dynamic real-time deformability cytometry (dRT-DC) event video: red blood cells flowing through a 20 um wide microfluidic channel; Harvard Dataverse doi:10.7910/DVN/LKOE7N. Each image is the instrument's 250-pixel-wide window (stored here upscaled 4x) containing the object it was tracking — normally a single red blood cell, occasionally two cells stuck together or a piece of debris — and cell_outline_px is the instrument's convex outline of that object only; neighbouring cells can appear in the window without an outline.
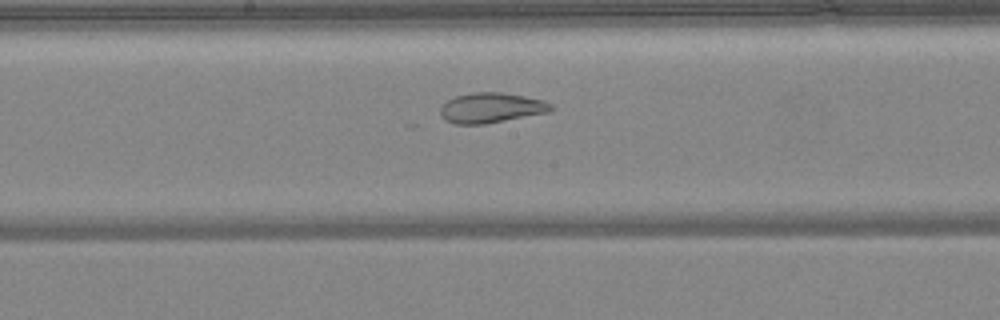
{"species": "common noctule bat (a hibernating species)", "species_latin": "Nyctalus noctula", "temperature_condition": "warm", "stored_images_in_passage": 43, "camera_frame_rate_fps": 3000, "um_per_image_px": 0.085, "animal": {"sex": "female", "body_mass_g": 24.6, "forearm_length_mm": 56.2}, "frame": {"image": 1, "passage_image": 20, "time_ms": 6.333, "image_size_px": [1000, 320], "cell_outline_px": [[552, 108], [548, 112], [484, 124], [452, 124], [444, 120], [440, 116], [440, 108], [448, 100], [456, 96], [472, 92], [500, 92], [524, 96], [544, 100], [552, 104]], "centroid_in_image_um": [41.71, 9.16], "position_along_channel_um": 206.5, "area_um2": 19.36}}
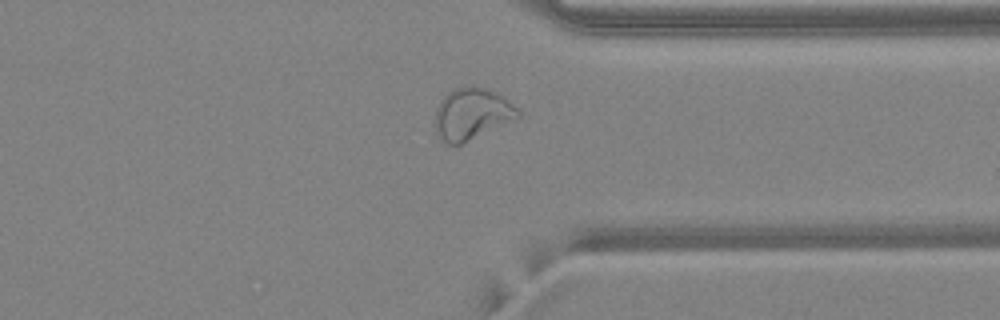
{"frame": {"image": 2, "passage_image": 32, "time_ms": 10.333, "image_size_px": [1000, 320], "cell_outline_px": [[520, 116], [460, 144], [448, 144], [436, 132], [436, 108], [440, 100], [448, 92], [456, 88], [476, 84], [496, 92], [504, 96], [520, 112]], "centroid_in_image_um": [40.1, 9.63], "position_along_channel_um": 371.3, "area_um2": 24.45}}
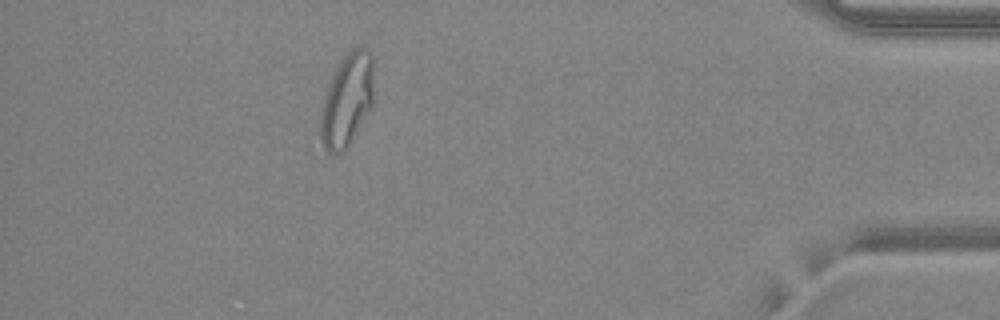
{"frame": {"image": 3, "passage_image": 38, "time_ms": 12.333, "image_size_px": [1000, 320], "cell_outline_px": [[372, 104], [348, 148], [336, 156], [332, 156], [324, 148], [320, 136], [320, 112], [328, 84], [336, 68], [344, 56], [352, 48], [360, 48], [368, 52], [372, 56]], "centroid_in_image_um": [29.45, 8.59], "position_along_channel_um": 405.7, "area_um2": 28.55}, "authors_computed_cell_mechanics": {"area_um2": 25.721, "velocity_mm_per_s": 4.1796, "shape_relaxation_time_tau1_ms": null, "shape_relaxation_time_tau2_ms": 0.9469, "deformation_change_tau1": null, "deformation_change_tau2": 0.0753}}